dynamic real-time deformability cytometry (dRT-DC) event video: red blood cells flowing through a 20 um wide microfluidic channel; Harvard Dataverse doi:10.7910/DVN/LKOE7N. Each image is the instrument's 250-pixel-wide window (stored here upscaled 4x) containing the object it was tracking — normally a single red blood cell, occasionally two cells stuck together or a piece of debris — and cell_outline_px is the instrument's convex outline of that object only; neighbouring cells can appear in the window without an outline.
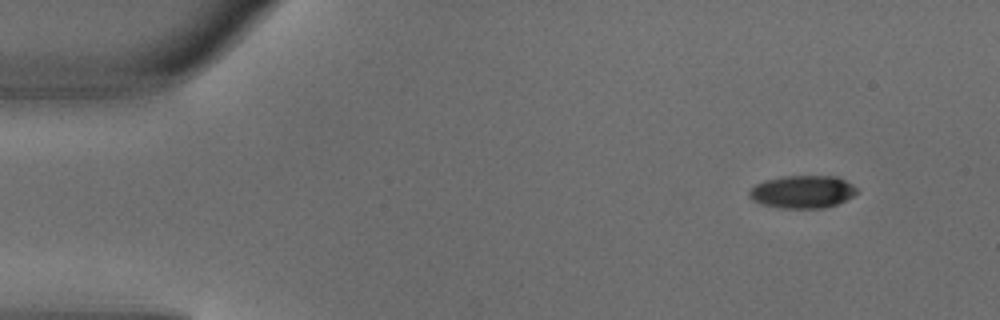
{"species": "common noctule bat (a hibernating species)", "species_latin": "Nyctalus noctula", "temperature_condition": "warm", "stored_images_in_passage": 3, "segment_of_instrument_passage": [2, 2], "camera_frame_rate_fps": 3000, "um_per_image_px": 0.085, "animal": {"sex": "male", "body_mass_g": 18.8}, "frame": {"image": 1, "passage_image": 3, "time_ms": 0.667, "image_size_px": [1000, 320], "cell_outline_px": [[860, 192], [836, 204], [824, 208], [780, 208], [760, 204], [752, 200], [748, 196], [748, 192], [756, 184], [764, 180], [784, 176], [836, 176], [852, 184]], "centroid_in_image_um": [68.19, 16.3], "position_along_channel_um": 16.8, "area_um2": 20.58}}